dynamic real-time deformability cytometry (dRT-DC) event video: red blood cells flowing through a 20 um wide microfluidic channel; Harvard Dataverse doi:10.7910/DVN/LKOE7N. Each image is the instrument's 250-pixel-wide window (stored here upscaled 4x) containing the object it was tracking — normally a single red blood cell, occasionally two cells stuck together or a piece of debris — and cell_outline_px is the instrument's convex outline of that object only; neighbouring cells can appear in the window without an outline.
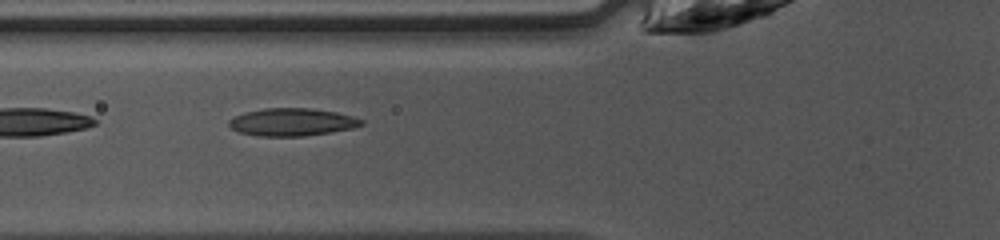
{"species": "common noctule bat (a hibernating species)", "species_latin": "Nyctalus noctula", "temperature_condition": "warm", "stored_images_in_passage": 35, "camera_frame_rate_fps": 3000, "um_per_image_px": 0.085, "animal": {"sex": "female", "body_mass_g": 10.0, "forearm_length_mm": 53.1}, "frame": {"image": 1, "passage_image": 6, "time_ms": 1.667, "image_size_px": [1000, 240], "cell_outline_px": [[364, 124], [352, 128], [304, 136], [260, 136], [240, 132], [232, 128], [228, 124], [228, 120], [244, 112], [264, 108], [312, 108], [336, 112], [352, 116], [364, 120]], "centroid_in_image_um": [24.82, 10.37], "position_along_channel_um": 101.0, "area_um2": 21.21}, "authors_computed_cell_mechanics": {"area_um2": 21.0392, "velocity_mm_per_s": 4.2261, "shape_relaxation_time_tau1_ms": 5.104, "shape_relaxation_time_tau2_ms": 1.8042, "deformation_change_tau1": 0.1505, "deformation_change_tau2": 0.0721}}